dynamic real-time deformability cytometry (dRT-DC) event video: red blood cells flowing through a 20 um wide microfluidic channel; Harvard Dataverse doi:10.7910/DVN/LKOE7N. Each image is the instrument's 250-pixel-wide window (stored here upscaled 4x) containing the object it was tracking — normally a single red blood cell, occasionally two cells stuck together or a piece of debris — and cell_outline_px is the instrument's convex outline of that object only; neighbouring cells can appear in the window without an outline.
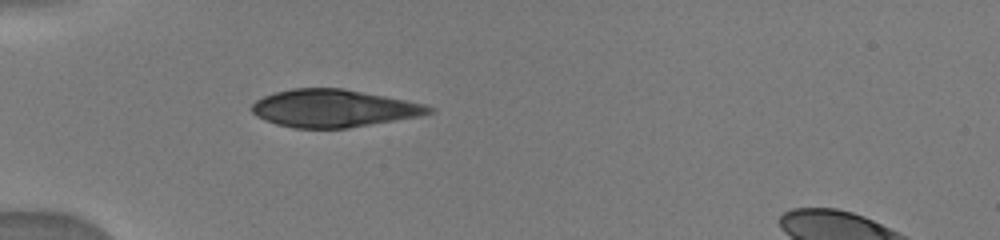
{"species": "human", "species_latin": "Homo sapiens", "temperature_condition": "warm", "stored_images_in_passage": 1, "camera_frame_rate_fps": 3000, "um_per_image_px": 0.085, "donor": {"sex": "male"}, "frame": {"image": 1, "passage_image": 1, "time_ms": 0.0, "image_size_px": [1000, 240], "cell_outline_px": [[436, 108], [432, 112], [420, 116], [348, 128], [292, 128], [276, 124], [264, 120], [256, 116], [248, 108], [256, 100], [272, 92], [292, 88], [344, 88], [424, 104]], "centroid_in_image_um": [28.3, 9.21], "position_along_channel_um": 56.7, "area_um2": 38.9}}